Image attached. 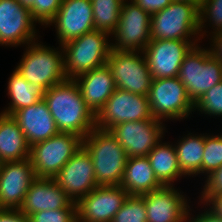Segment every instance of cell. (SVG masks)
I'll use <instances>...</instances> for the list:
<instances>
[{
    "label": "cell",
    "instance_id": "1",
    "mask_svg": "<svg viewBox=\"0 0 222 222\" xmlns=\"http://www.w3.org/2000/svg\"><path fill=\"white\" fill-rule=\"evenodd\" d=\"M43 99L59 132L73 133L84 138L95 128V115L87 107L73 79L46 90Z\"/></svg>",
    "mask_w": 222,
    "mask_h": 222
},
{
    "label": "cell",
    "instance_id": "2",
    "mask_svg": "<svg viewBox=\"0 0 222 222\" xmlns=\"http://www.w3.org/2000/svg\"><path fill=\"white\" fill-rule=\"evenodd\" d=\"M83 147L92 157L97 185H120L128 157L118 140L109 131L94 128L83 138Z\"/></svg>",
    "mask_w": 222,
    "mask_h": 222
},
{
    "label": "cell",
    "instance_id": "3",
    "mask_svg": "<svg viewBox=\"0 0 222 222\" xmlns=\"http://www.w3.org/2000/svg\"><path fill=\"white\" fill-rule=\"evenodd\" d=\"M38 42L40 41L36 40L26 45V51L15 69L27 82L38 85L46 91L67 80L63 50L61 46L47 47Z\"/></svg>",
    "mask_w": 222,
    "mask_h": 222
},
{
    "label": "cell",
    "instance_id": "4",
    "mask_svg": "<svg viewBox=\"0 0 222 222\" xmlns=\"http://www.w3.org/2000/svg\"><path fill=\"white\" fill-rule=\"evenodd\" d=\"M110 34L93 30L63 44L64 71L67 79L106 65L112 51ZM109 41V42H108Z\"/></svg>",
    "mask_w": 222,
    "mask_h": 222
},
{
    "label": "cell",
    "instance_id": "5",
    "mask_svg": "<svg viewBox=\"0 0 222 222\" xmlns=\"http://www.w3.org/2000/svg\"><path fill=\"white\" fill-rule=\"evenodd\" d=\"M194 45L185 55L178 78L195 104L213 86L222 81V64L208 48Z\"/></svg>",
    "mask_w": 222,
    "mask_h": 222
},
{
    "label": "cell",
    "instance_id": "6",
    "mask_svg": "<svg viewBox=\"0 0 222 222\" xmlns=\"http://www.w3.org/2000/svg\"><path fill=\"white\" fill-rule=\"evenodd\" d=\"M150 39L201 40L199 8L196 5L173 1L163 10L151 14Z\"/></svg>",
    "mask_w": 222,
    "mask_h": 222
},
{
    "label": "cell",
    "instance_id": "7",
    "mask_svg": "<svg viewBox=\"0 0 222 222\" xmlns=\"http://www.w3.org/2000/svg\"><path fill=\"white\" fill-rule=\"evenodd\" d=\"M82 146V137L63 132L33 144L29 159L36 177L53 179Z\"/></svg>",
    "mask_w": 222,
    "mask_h": 222
},
{
    "label": "cell",
    "instance_id": "8",
    "mask_svg": "<svg viewBox=\"0 0 222 222\" xmlns=\"http://www.w3.org/2000/svg\"><path fill=\"white\" fill-rule=\"evenodd\" d=\"M147 96L151 115L161 122L183 120L195 110L178 77L153 79Z\"/></svg>",
    "mask_w": 222,
    "mask_h": 222
},
{
    "label": "cell",
    "instance_id": "9",
    "mask_svg": "<svg viewBox=\"0 0 222 222\" xmlns=\"http://www.w3.org/2000/svg\"><path fill=\"white\" fill-rule=\"evenodd\" d=\"M151 15L134 1H124L121 7L119 23L110 38L112 50L143 52L151 41Z\"/></svg>",
    "mask_w": 222,
    "mask_h": 222
},
{
    "label": "cell",
    "instance_id": "10",
    "mask_svg": "<svg viewBox=\"0 0 222 222\" xmlns=\"http://www.w3.org/2000/svg\"><path fill=\"white\" fill-rule=\"evenodd\" d=\"M106 64L118 89L138 95L149 94L153 78L143 52L112 50Z\"/></svg>",
    "mask_w": 222,
    "mask_h": 222
},
{
    "label": "cell",
    "instance_id": "11",
    "mask_svg": "<svg viewBox=\"0 0 222 222\" xmlns=\"http://www.w3.org/2000/svg\"><path fill=\"white\" fill-rule=\"evenodd\" d=\"M152 117L148 96L117 88L95 116V128L108 131L126 121L149 120Z\"/></svg>",
    "mask_w": 222,
    "mask_h": 222
},
{
    "label": "cell",
    "instance_id": "12",
    "mask_svg": "<svg viewBox=\"0 0 222 222\" xmlns=\"http://www.w3.org/2000/svg\"><path fill=\"white\" fill-rule=\"evenodd\" d=\"M166 126L152 117L149 120L126 121L108 131L125 149L127 157H145L164 137Z\"/></svg>",
    "mask_w": 222,
    "mask_h": 222
},
{
    "label": "cell",
    "instance_id": "13",
    "mask_svg": "<svg viewBox=\"0 0 222 222\" xmlns=\"http://www.w3.org/2000/svg\"><path fill=\"white\" fill-rule=\"evenodd\" d=\"M199 42L200 40H151L143 54L152 78L178 77L185 55Z\"/></svg>",
    "mask_w": 222,
    "mask_h": 222
},
{
    "label": "cell",
    "instance_id": "14",
    "mask_svg": "<svg viewBox=\"0 0 222 222\" xmlns=\"http://www.w3.org/2000/svg\"><path fill=\"white\" fill-rule=\"evenodd\" d=\"M35 25L30 9L19 4L17 0H0L1 46H26L36 41L39 35Z\"/></svg>",
    "mask_w": 222,
    "mask_h": 222
},
{
    "label": "cell",
    "instance_id": "15",
    "mask_svg": "<svg viewBox=\"0 0 222 222\" xmlns=\"http://www.w3.org/2000/svg\"><path fill=\"white\" fill-rule=\"evenodd\" d=\"M128 196L120 185L95 187L76 203L77 222H112Z\"/></svg>",
    "mask_w": 222,
    "mask_h": 222
},
{
    "label": "cell",
    "instance_id": "16",
    "mask_svg": "<svg viewBox=\"0 0 222 222\" xmlns=\"http://www.w3.org/2000/svg\"><path fill=\"white\" fill-rule=\"evenodd\" d=\"M50 25L56 29L59 46L95 30L91 0H62Z\"/></svg>",
    "mask_w": 222,
    "mask_h": 222
},
{
    "label": "cell",
    "instance_id": "17",
    "mask_svg": "<svg viewBox=\"0 0 222 222\" xmlns=\"http://www.w3.org/2000/svg\"><path fill=\"white\" fill-rule=\"evenodd\" d=\"M53 179L74 203H77L98 186L95 180L92 157L83 146Z\"/></svg>",
    "mask_w": 222,
    "mask_h": 222
},
{
    "label": "cell",
    "instance_id": "18",
    "mask_svg": "<svg viewBox=\"0 0 222 222\" xmlns=\"http://www.w3.org/2000/svg\"><path fill=\"white\" fill-rule=\"evenodd\" d=\"M36 178L30 159L0 163V209H19Z\"/></svg>",
    "mask_w": 222,
    "mask_h": 222
},
{
    "label": "cell",
    "instance_id": "19",
    "mask_svg": "<svg viewBox=\"0 0 222 222\" xmlns=\"http://www.w3.org/2000/svg\"><path fill=\"white\" fill-rule=\"evenodd\" d=\"M174 186H163L143 194L147 222H187L190 204Z\"/></svg>",
    "mask_w": 222,
    "mask_h": 222
},
{
    "label": "cell",
    "instance_id": "20",
    "mask_svg": "<svg viewBox=\"0 0 222 222\" xmlns=\"http://www.w3.org/2000/svg\"><path fill=\"white\" fill-rule=\"evenodd\" d=\"M76 209V203L54 179L37 177L30 185L19 210L27 216L40 211Z\"/></svg>",
    "mask_w": 222,
    "mask_h": 222
},
{
    "label": "cell",
    "instance_id": "21",
    "mask_svg": "<svg viewBox=\"0 0 222 222\" xmlns=\"http://www.w3.org/2000/svg\"><path fill=\"white\" fill-rule=\"evenodd\" d=\"M73 80L77 83L87 107L95 116L117 89L107 64L83 73Z\"/></svg>",
    "mask_w": 222,
    "mask_h": 222
},
{
    "label": "cell",
    "instance_id": "22",
    "mask_svg": "<svg viewBox=\"0 0 222 222\" xmlns=\"http://www.w3.org/2000/svg\"><path fill=\"white\" fill-rule=\"evenodd\" d=\"M12 116L16 119L30 146L59 133L44 99L17 110Z\"/></svg>",
    "mask_w": 222,
    "mask_h": 222
},
{
    "label": "cell",
    "instance_id": "23",
    "mask_svg": "<svg viewBox=\"0 0 222 222\" xmlns=\"http://www.w3.org/2000/svg\"><path fill=\"white\" fill-rule=\"evenodd\" d=\"M30 148L16 119L0 113V163L29 159Z\"/></svg>",
    "mask_w": 222,
    "mask_h": 222
},
{
    "label": "cell",
    "instance_id": "24",
    "mask_svg": "<svg viewBox=\"0 0 222 222\" xmlns=\"http://www.w3.org/2000/svg\"><path fill=\"white\" fill-rule=\"evenodd\" d=\"M120 186H122L129 195L137 196L163 187L157 180L147 156L127 159Z\"/></svg>",
    "mask_w": 222,
    "mask_h": 222
},
{
    "label": "cell",
    "instance_id": "25",
    "mask_svg": "<svg viewBox=\"0 0 222 222\" xmlns=\"http://www.w3.org/2000/svg\"><path fill=\"white\" fill-rule=\"evenodd\" d=\"M172 144L160 141L147 155L157 180L163 186H175L174 181L186 177L178 165L176 150Z\"/></svg>",
    "mask_w": 222,
    "mask_h": 222
},
{
    "label": "cell",
    "instance_id": "26",
    "mask_svg": "<svg viewBox=\"0 0 222 222\" xmlns=\"http://www.w3.org/2000/svg\"><path fill=\"white\" fill-rule=\"evenodd\" d=\"M7 95L10 103L2 113L13 115L17 110L31 106L44 98L45 90L38 85L27 82L23 76L14 69L8 78Z\"/></svg>",
    "mask_w": 222,
    "mask_h": 222
},
{
    "label": "cell",
    "instance_id": "27",
    "mask_svg": "<svg viewBox=\"0 0 222 222\" xmlns=\"http://www.w3.org/2000/svg\"><path fill=\"white\" fill-rule=\"evenodd\" d=\"M179 140L174 144L178 165L185 176L195 177L202 167L205 135L188 133Z\"/></svg>",
    "mask_w": 222,
    "mask_h": 222
},
{
    "label": "cell",
    "instance_id": "28",
    "mask_svg": "<svg viewBox=\"0 0 222 222\" xmlns=\"http://www.w3.org/2000/svg\"><path fill=\"white\" fill-rule=\"evenodd\" d=\"M124 0H91L94 29L112 34L119 23Z\"/></svg>",
    "mask_w": 222,
    "mask_h": 222
},
{
    "label": "cell",
    "instance_id": "29",
    "mask_svg": "<svg viewBox=\"0 0 222 222\" xmlns=\"http://www.w3.org/2000/svg\"><path fill=\"white\" fill-rule=\"evenodd\" d=\"M206 25L213 31H206ZM218 32H222V0H203L199 8V37L202 41L203 37H208L206 33L211 36Z\"/></svg>",
    "mask_w": 222,
    "mask_h": 222
},
{
    "label": "cell",
    "instance_id": "30",
    "mask_svg": "<svg viewBox=\"0 0 222 222\" xmlns=\"http://www.w3.org/2000/svg\"><path fill=\"white\" fill-rule=\"evenodd\" d=\"M205 133V146L200 169L201 175H209L222 165V133L212 135Z\"/></svg>",
    "mask_w": 222,
    "mask_h": 222
},
{
    "label": "cell",
    "instance_id": "31",
    "mask_svg": "<svg viewBox=\"0 0 222 222\" xmlns=\"http://www.w3.org/2000/svg\"><path fill=\"white\" fill-rule=\"evenodd\" d=\"M112 222H147L143 196L129 195Z\"/></svg>",
    "mask_w": 222,
    "mask_h": 222
},
{
    "label": "cell",
    "instance_id": "32",
    "mask_svg": "<svg viewBox=\"0 0 222 222\" xmlns=\"http://www.w3.org/2000/svg\"><path fill=\"white\" fill-rule=\"evenodd\" d=\"M194 111L211 116L222 118V81L210 88L203 96L194 104ZM197 109V110H196Z\"/></svg>",
    "mask_w": 222,
    "mask_h": 222
},
{
    "label": "cell",
    "instance_id": "33",
    "mask_svg": "<svg viewBox=\"0 0 222 222\" xmlns=\"http://www.w3.org/2000/svg\"><path fill=\"white\" fill-rule=\"evenodd\" d=\"M62 0H38L30 8L31 16L33 20L39 23L41 26H47V24L57 14Z\"/></svg>",
    "mask_w": 222,
    "mask_h": 222
},
{
    "label": "cell",
    "instance_id": "34",
    "mask_svg": "<svg viewBox=\"0 0 222 222\" xmlns=\"http://www.w3.org/2000/svg\"><path fill=\"white\" fill-rule=\"evenodd\" d=\"M30 222H77L76 209H55L35 212L28 216Z\"/></svg>",
    "mask_w": 222,
    "mask_h": 222
},
{
    "label": "cell",
    "instance_id": "35",
    "mask_svg": "<svg viewBox=\"0 0 222 222\" xmlns=\"http://www.w3.org/2000/svg\"><path fill=\"white\" fill-rule=\"evenodd\" d=\"M201 197L199 198L201 204L210 196L222 193V165L216 170L207 175Z\"/></svg>",
    "mask_w": 222,
    "mask_h": 222
},
{
    "label": "cell",
    "instance_id": "36",
    "mask_svg": "<svg viewBox=\"0 0 222 222\" xmlns=\"http://www.w3.org/2000/svg\"><path fill=\"white\" fill-rule=\"evenodd\" d=\"M137 5H139L143 10L147 11L150 15L160 10H163L173 0H133Z\"/></svg>",
    "mask_w": 222,
    "mask_h": 222
},
{
    "label": "cell",
    "instance_id": "37",
    "mask_svg": "<svg viewBox=\"0 0 222 222\" xmlns=\"http://www.w3.org/2000/svg\"><path fill=\"white\" fill-rule=\"evenodd\" d=\"M0 222H30L19 209H0Z\"/></svg>",
    "mask_w": 222,
    "mask_h": 222
},
{
    "label": "cell",
    "instance_id": "38",
    "mask_svg": "<svg viewBox=\"0 0 222 222\" xmlns=\"http://www.w3.org/2000/svg\"><path fill=\"white\" fill-rule=\"evenodd\" d=\"M189 211H192V209L189 208L188 210L187 222H222L221 218L215 216L207 208L203 210L204 212H201V213L199 212L197 216L195 214L194 215L195 217Z\"/></svg>",
    "mask_w": 222,
    "mask_h": 222
},
{
    "label": "cell",
    "instance_id": "39",
    "mask_svg": "<svg viewBox=\"0 0 222 222\" xmlns=\"http://www.w3.org/2000/svg\"><path fill=\"white\" fill-rule=\"evenodd\" d=\"M202 204L203 207L206 205L208 210L222 219V193L208 197Z\"/></svg>",
    "mask_w": 222,
    "mask_h": 222
},
{
    "label": "cell",
    "instance_id": "40",
    "mask_svg": "<svg viewBox=\"0 0 222 222\" xmlns=\"http://www.w3.org/2000/svg\"><path fill=\"white\" fill-rule=\"evenodd\" d=\"M209 40L212 43L209 47L211 54L222 64V32L213 34Z\"/></svg>",
    "mask_w": 222,
    "mask_h": 222
},
{
    "label": "cell",
    "instance_id": "41",
    "mask_svg": "<svg viewBox=\"0 0 222 222\" xmlns=\"http://www.w3.org/2000/svg\"><path fill=\"white\" fill-rule=\"evenodd\" d=\"M17 1L19 4L30 9L34 5L35 1H38V0H17Z\"/></svg>",
    "mask_w": 222,
    "mask_h": 222
},
{
    "label": "cell",
    "instance_id": "42",
    "mask_svg": "<svg viewBox=\"0 0 222 222\" xmlns=\"http://www.w3.org/2000/svg\"><path fill=\"white\" fill-rule=\"evenodd\" d=\"M173 1L190 3L196 5L198 8H200L201 3L203 2V0H173Z\"/></svg>",
    "mask_w": 222,
    "mask_h": 222
}]
</instances>
